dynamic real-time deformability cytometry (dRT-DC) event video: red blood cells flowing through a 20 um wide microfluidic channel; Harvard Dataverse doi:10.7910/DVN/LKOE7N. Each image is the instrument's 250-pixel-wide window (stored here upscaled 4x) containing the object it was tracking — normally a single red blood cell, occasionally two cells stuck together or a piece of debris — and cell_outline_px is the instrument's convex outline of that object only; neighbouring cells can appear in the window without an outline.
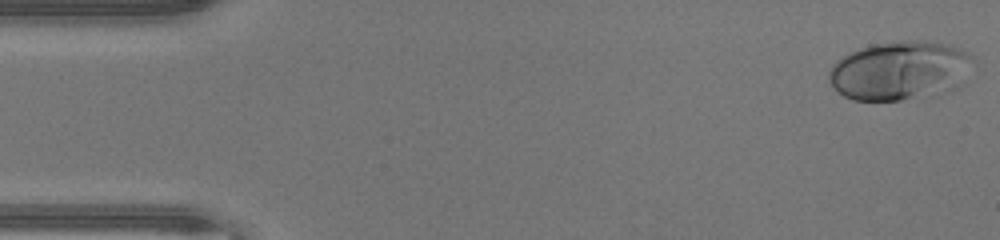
{"species": "human", "species_latin": "Homo sapiens", "temperature_condition": "warm", "stored_images_in_passage": 46, "camera_frame_rate_fps": 3000, "um_per_image_px": 0.085, "donor": {"sex": "male"}, "frame": {"image": 1, "passage_image": 1, "time_ms": 0.0, "image_size_px": [1000, 240], "cell_outline_px": [[976, 64], [968, 84], [948, 92], [936, 96], [900, 100], [852, 100], [844, 96], [828, 80], [828, 72], [832, 64], [836, 60], [848, 52], [872, 44], [904, 40], [916, 40], [944, 44], [968, 52], [972, 56]], "centroid_in_image_um": [76.6, 6.02], "position_along_channel_um": 8.4, "area_um2": 50.92}}
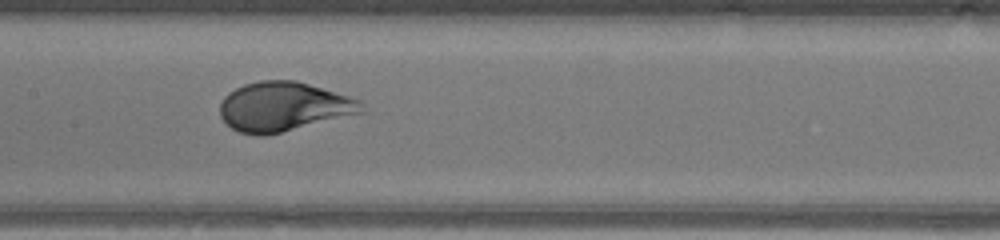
{"frame": {"image": 2, "passage_image": 22, "time_ms": 7.0, "image_size_px": [1000, 240], "cell_outline_px": [[364, 112], [264, 136], [256, 136], [240, 132], [232, 128], [220, 116], [220, 104], [224, 96], [228, 92], [244, 84], [260, 80], [296, 80], [348, 96], [360, 100]], "centroid_in_image_um": [24.06, 9.06], "position_along_channel_um": 183.3, "area_um2": 40.34}}
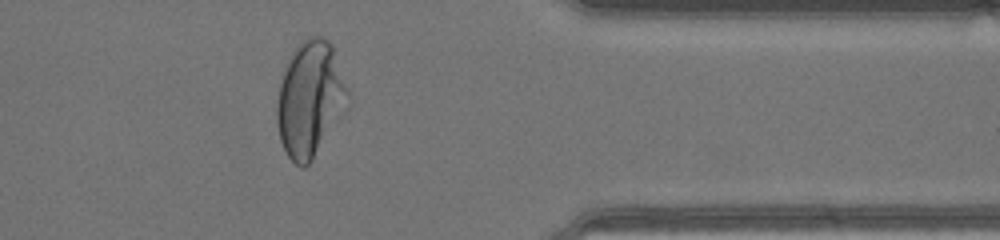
{"frame": {"image": 3, "passage_image": 37, "time_ms": 12.0, "image_size_px": [1000, 240], "cell_outline_px": [[352, 96], [312, 160], [304, 168], [300, 168], [288, 156], [280, 140], [276, 120], [276, 100], [284, 68], [292, 52], [308, 36], [320, 36], [328, 40], [332, 44]], "centroid_in_image_um": [26.35, 8.39], "position_along_channel_um": 385.0, "area_um2": 47.63}, "authors_computed_cell_mechanics": {"area_um2": 43.9569, "velocity_mm_per_s": 4.4234, "shape_relaxation_time_tau1_ms": 3.0519, "shape_relaxation_time_tau2_ms": null, "deformation_change_tau1": 0.1968, "deformation_change_tau2": null}}